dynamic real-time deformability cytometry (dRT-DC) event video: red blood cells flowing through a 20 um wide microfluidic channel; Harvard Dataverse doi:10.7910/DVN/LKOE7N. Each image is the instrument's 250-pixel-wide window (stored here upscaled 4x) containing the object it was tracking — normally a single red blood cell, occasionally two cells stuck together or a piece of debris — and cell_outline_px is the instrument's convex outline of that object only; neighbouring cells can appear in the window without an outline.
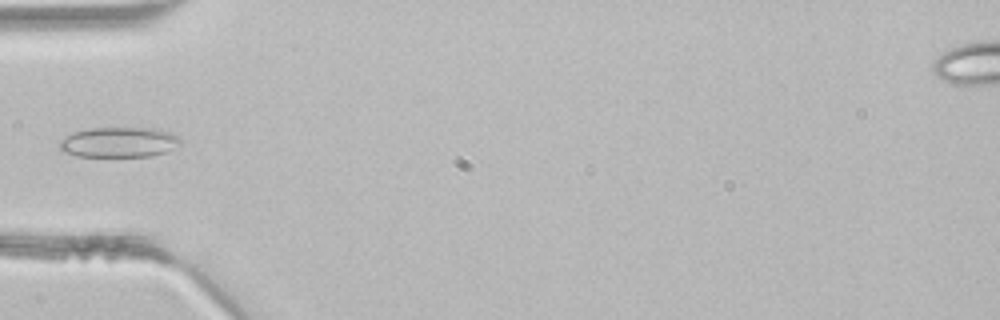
{"species": "common noctule bat (a hibernating species)", "species_latin": "Nyctalus noctula", "temperature_condition": "room temperature", "stored_images_in_passage": 3, "camera_frame_rate_fps": 3000, "um_per_image_px": 0.085, "animal": {"sex": "male", "body_mass_g": 21.5, "forearm_length_mm": 52.0}, "frame": {"image": 1, "passage_image": 3, "time_ms": 0.667, "image_size_px": [1000, 320], "cell_outline_px": [[184, 144], [168, 152], [152, 156], [76, 156], [64, 152], [60, 148], [60, 140], [72, 132], [92, 128], [156, 128], [180, 136]], "centroid_in_image_um": [10.2, 12.09], "position_along_channel_um": 74.8, "area_um2": 21.56}}